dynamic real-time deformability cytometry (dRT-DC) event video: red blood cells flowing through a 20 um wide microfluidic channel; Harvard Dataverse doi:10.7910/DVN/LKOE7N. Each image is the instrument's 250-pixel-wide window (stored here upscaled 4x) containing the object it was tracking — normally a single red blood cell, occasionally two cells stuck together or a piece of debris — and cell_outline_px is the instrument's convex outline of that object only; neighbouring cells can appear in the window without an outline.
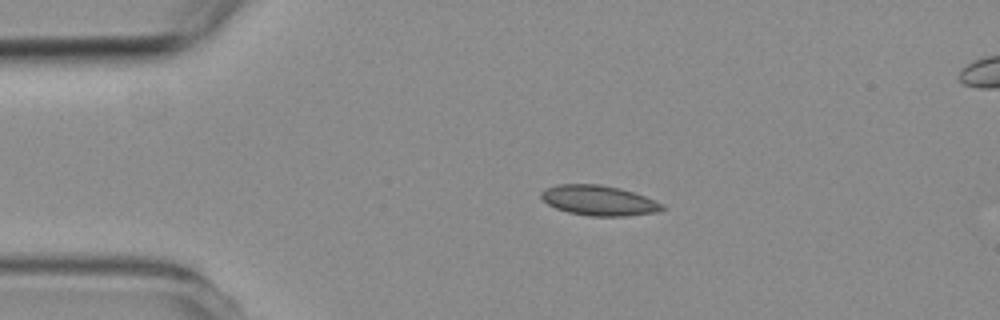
{"species": "common noctule bat (a hibernating species)", "species_latin": "Nyctalus noctula", "temperature_condition": "room temperature", "stored_images_in_passage": 3, "segment_of_instrument_passage": [1, 2], "camera_frame_rate_fps": 3000, "um_per_image_px": 0.085, "animal": {"sex": "female", "body_mass_g": 19.3, "forearm_length_mm": 54.1}, "frame": {"image": 1, "passage_image": 1, "time_ms": 0.0, "image_size_px": [1000, 320], "cell_outline_px": [[664, 208], [656, 212], [624, 216], [588, 216], [568, 212], [556, 208], [548, 204], [540, 196], [540, 192], [544, 188], [556, 184], [600, 184], [620, 188], [644, 196], [664, 204]], "centroid_in_image_um": [50.86, 17.03], "position_along_channel_um": 34.1, "area_um2": 21.21}}